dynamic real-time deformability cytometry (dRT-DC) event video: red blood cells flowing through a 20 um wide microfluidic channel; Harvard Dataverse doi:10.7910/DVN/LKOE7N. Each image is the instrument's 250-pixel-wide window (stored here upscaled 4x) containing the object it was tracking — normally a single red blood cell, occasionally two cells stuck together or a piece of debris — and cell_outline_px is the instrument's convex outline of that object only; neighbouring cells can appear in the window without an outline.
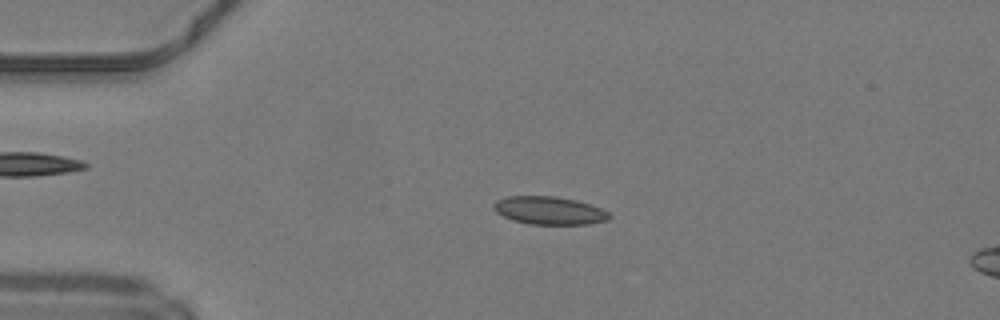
{"species": "common noctule bat (a hibernating species)", "species_latin": "Nyctalus noctula", "temperature_condition": "warm", "stored_images_in_passage": 48, "camera_frame_rate_fps": 3000, "um_per_image_px": 0.085, "animal": {"sex": "male", "body_mass_g": 19.2, "forearm_length_mm": 51.8}, "frame": {"image": 1, "passage_image": 11, "time_ms": 3.333, "image_size_px": [1000, 320], "cell_outline_px": [[612, 216], [608, 220], [588, 224], [532, 224], [512, 220], [496, 212], [492, 208], [492, 204], [496, 200], [508, 196], [556, 196], [576, 200], [600, 208], [608, 212]], "centroid_in_image_um": [46.66, 17.89], "position_along_channel_um": 38.3, "area_um2": 18.84}}
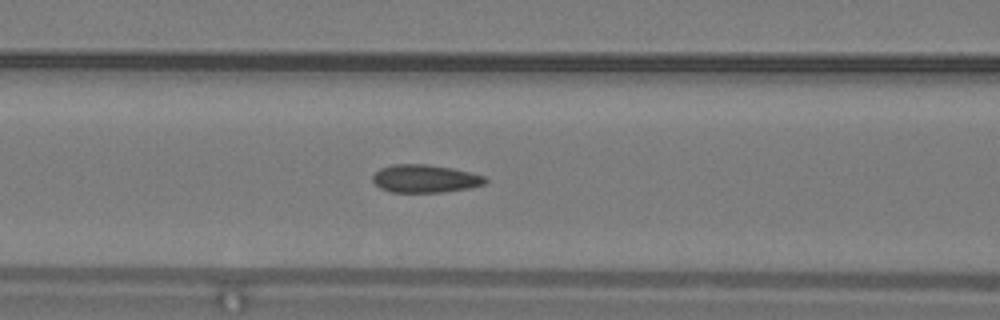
{"frame": {"image": 2, "passage_image": 20, "time_ms": 6.333, "image_size_px": [1000, 320], "cell_outline_px": [[488, 180], [484, 184], [468, 188], [444, 192], [392, 192], [380, 188], [372, 180], [372, 176], [380, 168], [392, 164], [428, 164], [452, 168], [484, 176]], "centroid_in_image_um": [36.11, 15.18], "position_along_channel_um": 130.5, "area_um2": 18.26}}
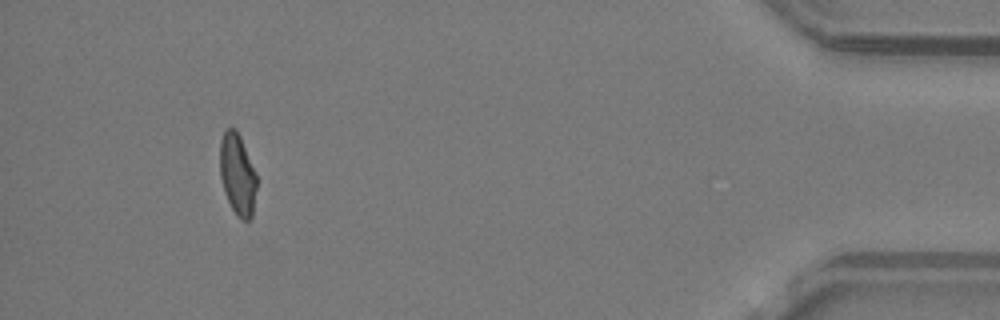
{"frame": {"image": 3, "passage_image": 45, "time_ms": 14.667, "image_size_px": [1000, 320], "cell_outline_px": [[256, 188], [252, 216], [248, 220], [240, 220], [236, 216], [224, 192], [220, 176], [220, 140], [224, 132], [228, 128], [236, 128], [240, 136], [256, 176]], "centroid_in_image_um": [20.16, 14.84], "position_along_channel_um": 415.0, "area_um2": 17.22}, "authors_computed_cell_mechanics": {"area_um2": 18.2359, "velocity_mm_per_s": 4.2248, "shape_relaxation_time_tau1_ms": null, "shape_relaxation_time_tau2_ms": 1.1773, "deformation_change_tau1": null, "deformation_change_tau2": 0.0574}}